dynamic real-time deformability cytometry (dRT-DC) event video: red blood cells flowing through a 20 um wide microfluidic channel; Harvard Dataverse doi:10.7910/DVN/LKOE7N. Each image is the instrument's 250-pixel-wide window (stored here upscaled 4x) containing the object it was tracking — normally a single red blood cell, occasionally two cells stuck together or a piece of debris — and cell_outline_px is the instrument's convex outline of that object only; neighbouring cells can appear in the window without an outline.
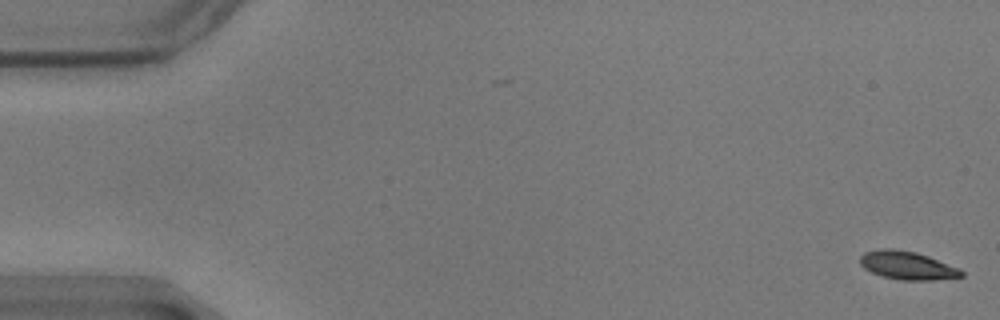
{"species": "common noctule bat (a hibernating species)", "species_latin": "Nyctalus noctula", "temperature_condition": "warm", "stored_images_in_passage": 2, "camera_frame_rate_fps": 3000, "um_per_image_px": 0.085, "animal": {"sex": "male", "body_mass_g": 17.9}, "frame": {"image": 1, "passage_image": 2, "time_ms": 0.333, "image_size_px": [1000, 320], "cell_outline_px": [[964, 276], [932, 280], [900, 280], [884, 276], [872, 272], [864, 268], [860, 264], [860, 256], [864, 252], [884, 248], [892, 248], [916, 252], [928, 256], [960, 268], [964, 272]], "centroid_in_image_um": [77.13, 22.55], "position_along_channel_um": 7.9, "area_um2": 16.65}}